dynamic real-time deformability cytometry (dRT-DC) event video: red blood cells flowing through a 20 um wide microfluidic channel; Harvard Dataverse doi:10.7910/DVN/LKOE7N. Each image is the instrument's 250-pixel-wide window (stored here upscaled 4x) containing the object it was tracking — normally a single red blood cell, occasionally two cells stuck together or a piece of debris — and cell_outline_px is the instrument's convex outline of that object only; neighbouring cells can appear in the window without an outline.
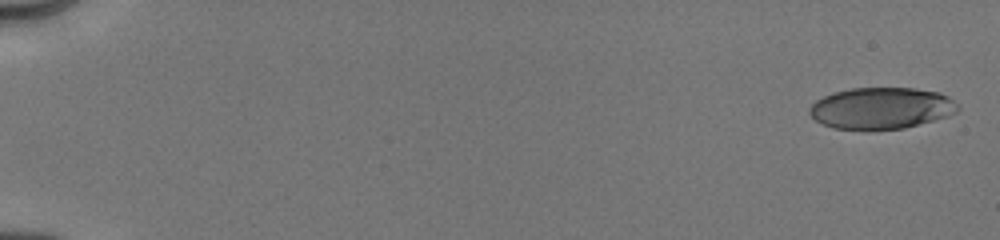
{"species": "human", "species_latin": "Homo sapiens", "temperature_condition": "cold", "stored_images_in_passage": 23, "camera_frame_rate_fps": 3000, "um_per_image_px": 0.085, "donor": {"sex": "male"}, "frame": {"image": 1, "passage_image": 1, "time_ms": 0.0, "image_size_px": [1000, 240], "cell_outline_px": [[960, 108], [956, 112], [948, 116], [904, 128], [872, 132], [832, 128], [816, 120], [808, 112], [808, 108], [816, 100], [832, 92], [852, 88], [916, 88], [940, 92], [948, 96]], "centroid_in_image_um": [74.88, 9.22], "position_along_channel_um": 10.1, "area_um2": 36.53}}
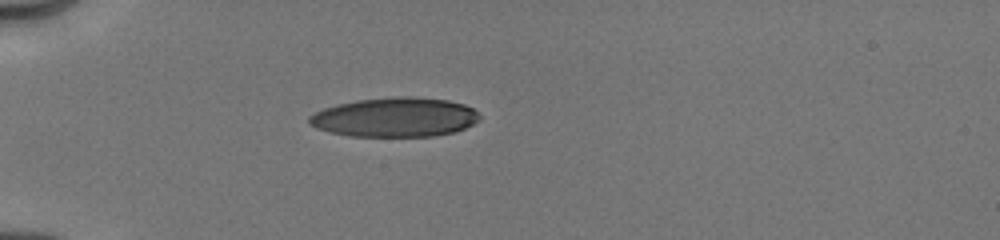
{"frame": {"image": 2, "passage_image": 14, "time_ms": 5.0, "image_size_px": [1000, 240], "cell_outline_px": [[480, 120], [456, 132], [436, 136], [348, 136], [316, 128], [308, 124], [308, 116], [324, 108], [336, 104], [356, 100], [392, 96], [412, 96], [448, 100], [464, 104], [472, 108], [480, 116]], "centroid_in_image_um": [33.56, 9.96], "position_along_channel_um": 51.4, "area_um2": 39.36}}
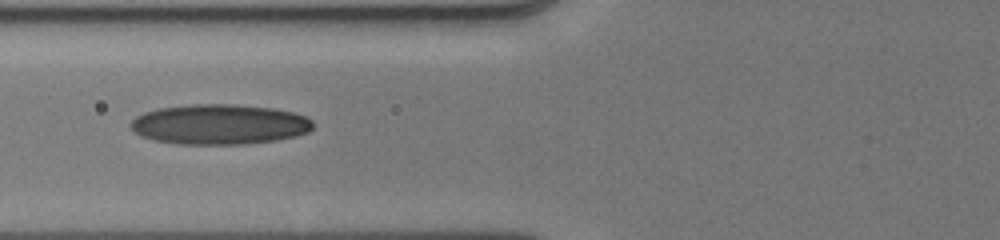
{"frame": {"image": 3, "passage_image": 22, "time_ms": 7.0, "image_size_px": [1000, 240], "cell_outline_px": [[312, 128], [308, 132], [296, 136], [276, 140], [248, 144], [176, 144], [152, 140], [140, 136], [128, 124], [136, 116], [144, 112], [160, 108], [192, 104], [232, 104], [272, 108], [292, 112], [304, 116], [312, 120]], "centroid_in_image_um": [18.63, 10.58], "position_along_channel_um": 107.2, "area_um2": 42.77}}